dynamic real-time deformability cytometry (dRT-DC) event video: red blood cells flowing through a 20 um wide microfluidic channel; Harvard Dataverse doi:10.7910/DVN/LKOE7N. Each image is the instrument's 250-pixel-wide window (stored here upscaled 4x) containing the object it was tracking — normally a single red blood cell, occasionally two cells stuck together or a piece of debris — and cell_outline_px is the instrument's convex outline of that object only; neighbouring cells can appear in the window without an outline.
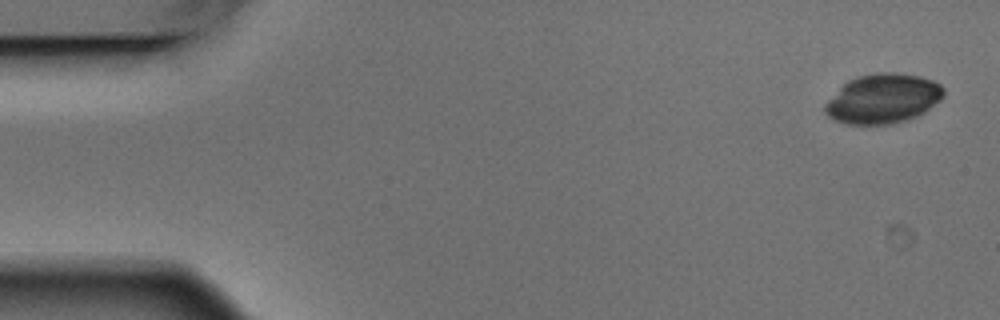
{"species": "Egyptian fruit bat (a non-hibernating species)", "species_latin": "Rousettus aegyptiacus", "temperature_condition": "warm", "stored_images_in_passage": 5, "camera_frame_rate_fps": 3000, "um_per_image_px": 0.085, "animal": {"sex": "male"}, "frame": {"image": 1, "passage_image": 1, "time_ms": 0.0, "image_size_px": [1000, 320], "cell_outline_px": [[944, 96], [940, 100], [924, 112], [908, 120], [892, 124], [844, 124], [828, 116], [824, 112], [824, 104], [848, 80], [856, 76], [876, 72], [892, 72], [920, 76], [932, 80], [940, 84], [944, 88]], "centroid_in_image_um": [75.05, 8.38], "position_along_channel_um": 9.9, "area_um2": 34.33}}
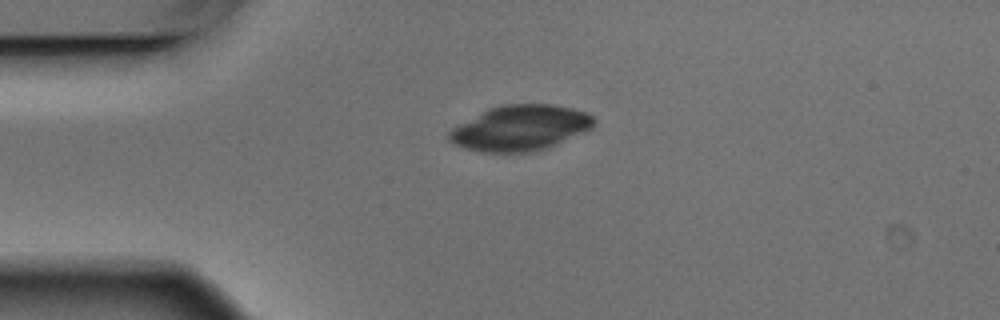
{"frame": {"image": 2, "passage_image": 4, "time_ms": 1.0, "image_size_px": [1000, 320], "cell_outline_px": [[596, 120], [592, 128], [584, 132], [544, 148], [528, 152], [480, 152], [464, 148], [448, 140], [448, 132], [452, 128], [488, 108], [504, 104], [552, 104], [572, 108], [588, 112]], "centroid_in_image_um": [44.22, 10.86], "position_along_channel_um": 40.8, "area_um2": 38.09}}